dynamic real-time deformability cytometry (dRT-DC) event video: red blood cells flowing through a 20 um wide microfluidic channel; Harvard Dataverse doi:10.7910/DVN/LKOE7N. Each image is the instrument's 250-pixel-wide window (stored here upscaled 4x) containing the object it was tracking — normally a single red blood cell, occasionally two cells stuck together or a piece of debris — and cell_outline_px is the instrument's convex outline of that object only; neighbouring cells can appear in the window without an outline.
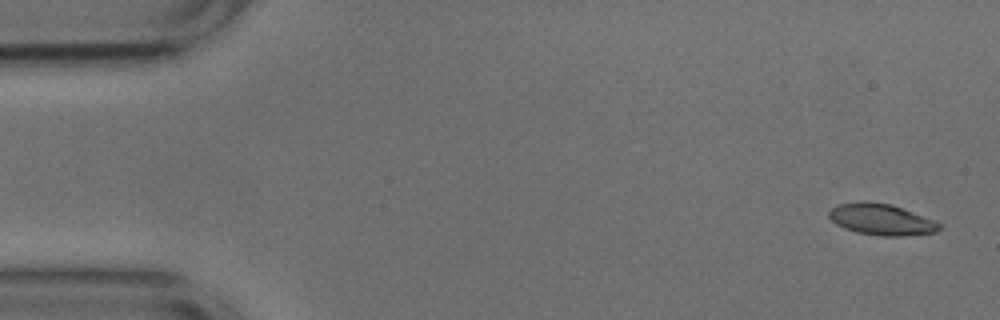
{"species": "common noctule bat (a hibernating species)", "species_latin": "Nyctalus noctula", "temperature_condition": "cold", "stored_images_in_passage": 52, "camera_frame_rate_fps": 3000, "um_per_image_px": 0.085, "animal": {"sex": "male", "body_mass_g": 17.9, "forearm_length_mm": 54.2}, "frame": {"image": 1, "passage_image": 1, "time_ms": 0.0, "image_size_px": [1000, 320], "cell_outline_px": [[944, 228], [936, 232], [904, 236], [880, 236], [856, 232], [844, 228], [836, 224], [828, 216], [828, 212], [832, 208], [840, 204], [860, 200], [892, 204], [936, 220], [944, 224]], "centroid_in_image_um": [74.98, 18.65], "position_along_channel_um": 10.0, "area_um2": 20.52}}
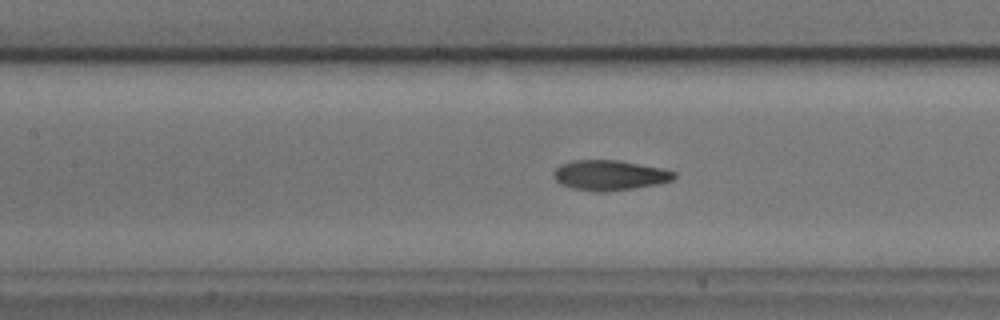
{"frame": {"image": 2, "passage_image": 22, "time_ms": 7.0, "image_size_px": [1000, 320], "cell_outline_px": [[676, 176], [672, 180], [656, 184], [632, 188], [604, 192], [596, 192], [572, 188], [560, 184], [552, 176], [552, 172], [560, 164], [572, 160], [620, 160], [660, 168], [676, 172]], "centroid_in_image_um": [51.76, 14.89], "position_along_channel_um": 155.6, "area_um2": 21.15}}
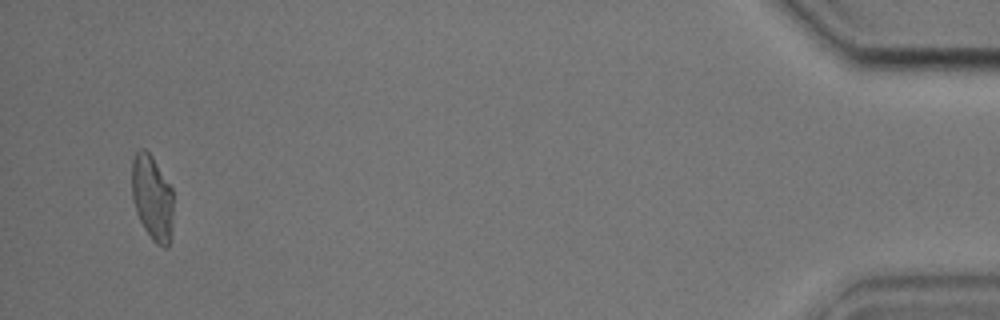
{"frame": {"image": 3, "passage_image": 50, "time_ms": 16.333, "image_size_px": [1000, 320], "cell_outline_px": [[172, 232], [168, 248], [164, 248], [156, 244], [152, 240], [144, 228], [136, 212], [132, 200], [132, 160], [136, 152], [140, 148], [144, 148], [152, 156], [172, 188]], "centroid_in_image_um": [12.93, 16.82], "position_along_channel_um": 422.3, "area_um2": 20.75}, "authors_computed_cell_mechanics": {"area_um2": 20.6924, "velocity_mm_per_s": 3.7356, "shape_relaxation_time_tau1_ms": 6.2799, "shape_relaxation_time_tau2_ms": 1.5545, "deformation_change_tau1": 0.1755, "deformation_change_tau2": 0.059}}